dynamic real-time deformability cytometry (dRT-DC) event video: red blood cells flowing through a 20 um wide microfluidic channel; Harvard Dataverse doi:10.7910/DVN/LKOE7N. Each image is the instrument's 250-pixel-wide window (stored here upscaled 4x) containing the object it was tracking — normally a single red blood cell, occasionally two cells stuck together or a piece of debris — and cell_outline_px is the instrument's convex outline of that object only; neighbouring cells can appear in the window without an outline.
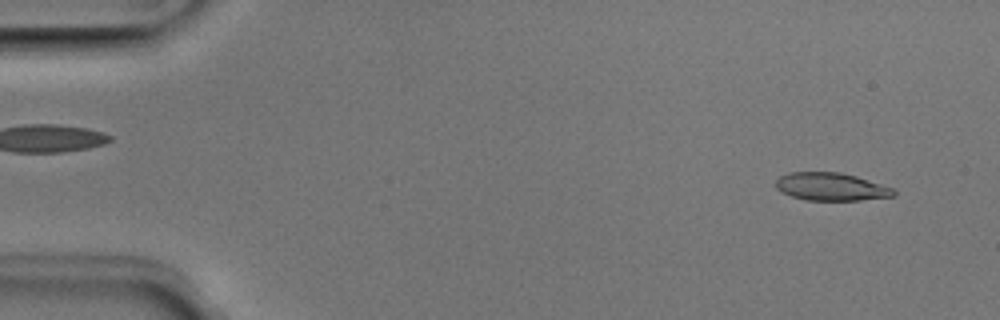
{"species": "Egyptian fruit bat (a non-hibernating species)", "species_latin": "Rousettus aegyptiacus", "temperature_condition": "room temperature", "stored_images_in_passage": 50, "camera_frame_rate_fps": 3000, "um_per_image_px": 0.085, "animal": {"sex": "male"}, "frame": {"image": 1, "passage_image": 3, "time_ms": 0.667, "image_size_px": [1000, 320], "cell_outline_px": [[896, 196], [860, 200], [804, 200], [780, 192], [776, 188], [776, 180], [780, 176], [788, 172], [840, 172], [856, 176], [892, 188], [896, 192]], "centroid_in_image_um": [70.61, 15.87], "position_along_channel_um": 14.4, "area_um2": 19.13}}
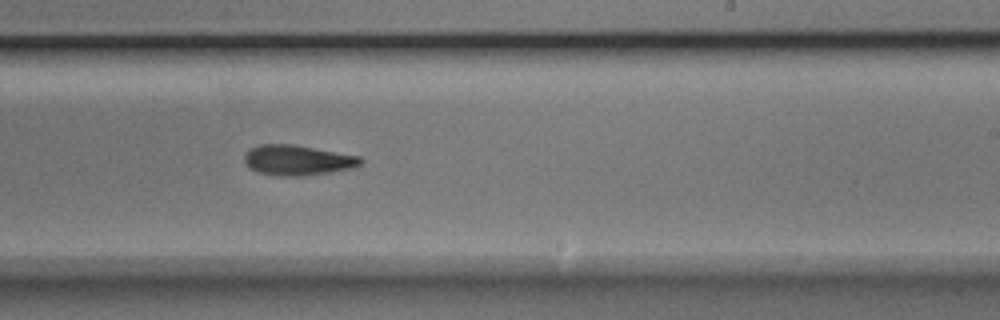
{"frame": {"image": 2, "passage_image": 30, "time_ms": 9.667, "image_size_px": [1000, 320], "cell_outline_px": [[364, 160], [360, 164], [352, 168], [332, 172], [300, 176], [276, 176], [256, 172], [244, 160], [244, 156], [248, 148], [260, 144], [292, 144], [360, 156]], "centroid_in_image_um": [25.28, 13.61], "position_along_channel_um": 263.7, "area_um2": 20.52}}
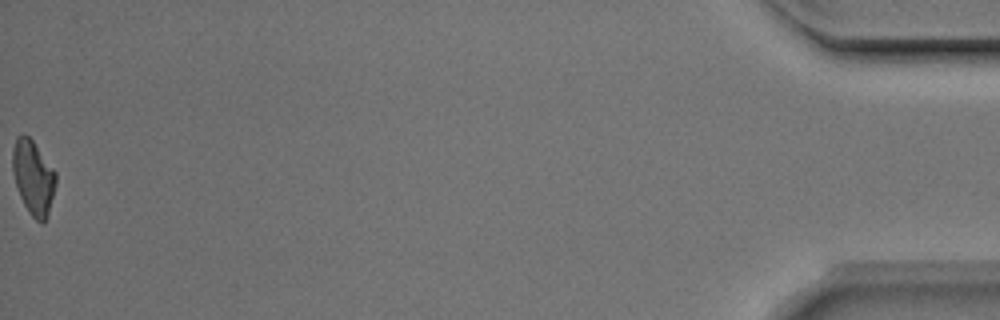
{"frame": {"image": 3, "passage_image": 50, "time_ms": 16.333, "image_size_px": [1000, 320], "cell_outline_px": [[56, 184], [48, 216], [40, 224], [28, 212], [20, 196], [12, 172], [12, 148], [16, 136], [24, 132], [32, 140], [56, 172]], "centroid_in_image_um": [2.81, 15.06], "position_along_channel_um": 432.4, "area_um2": 18.84}, "authors_computed_cell_mechanics": {"area_um2": 19.9699, "velocity_mm_per_s": 4.0232, "shape_relaxation_time_tau1_ms": 4.66, "shape_relaxation_time_tau2_ms": 4.9613, "deformation_change_tau1": 0.1602, "deformation_change_tau2": 0.1451}}